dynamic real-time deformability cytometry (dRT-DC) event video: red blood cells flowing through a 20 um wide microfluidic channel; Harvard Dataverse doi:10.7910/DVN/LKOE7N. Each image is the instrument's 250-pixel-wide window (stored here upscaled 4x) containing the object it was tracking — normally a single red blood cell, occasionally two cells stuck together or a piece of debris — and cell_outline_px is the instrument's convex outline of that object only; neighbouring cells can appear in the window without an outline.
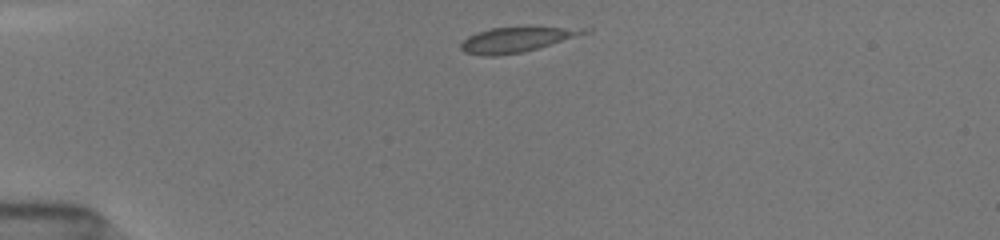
{"species": "common noctule bat (a hibernating species)", "species_latin": "Nyctalus noctula", "temperature_condition": "room temperature", "stored_images_in_passage": 4, "camera_frame_rate_fps": 3000, "um_per_image_px": 0.085, "animal": {"sex": "female", "body_mass_g": 19.5, "forearm_length_mm": 54.1}, "frame": {"image": 1, "passage_image": 1, "time_ms": 0.0, "image_size_px": [1000, 240], "cell_outline_px": [[592, 32], [536, 48], [520, 52], [496, 56], [484, 56], [464, 52], [460, 48], [460, 44], [468, 36], [476, 32], [492, 28], [528, 24], [592, 24]], "centroid_in_image_um": [44.21, 3.24], "position_along_channel_um": 40.8, "area_um2": 19.83}}